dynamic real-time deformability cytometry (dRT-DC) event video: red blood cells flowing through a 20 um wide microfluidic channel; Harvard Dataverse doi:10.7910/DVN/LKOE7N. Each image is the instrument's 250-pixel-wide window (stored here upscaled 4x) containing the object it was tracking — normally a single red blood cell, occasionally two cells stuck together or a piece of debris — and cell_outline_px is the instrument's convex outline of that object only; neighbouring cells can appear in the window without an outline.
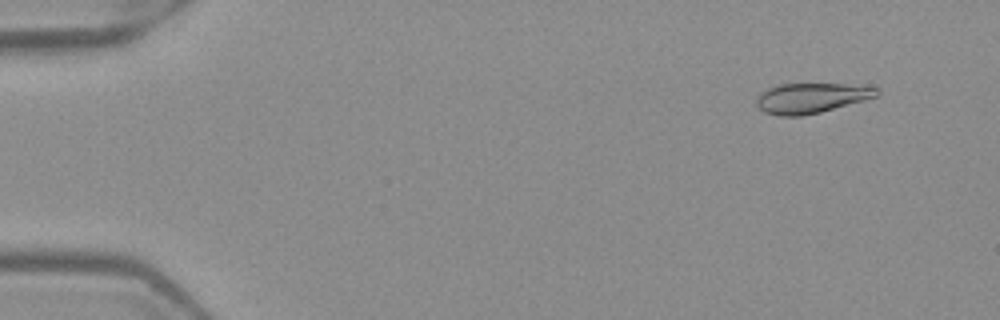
{"species": "Egyptian fruit bat (a non-hibernating species)", "species_latin": "Rousettus aegyptiacus", "temperature_condition": "warm", "stored_images_in_passage": 52, "camera_frame_rate_fps": 3000, "um_per_image_px": 0.085, "frame": {"image": 1, "passage_image": 5, "time_ms": 1.333, "image_size_px": [1000, 320], "cell_outline_px": [[880, 96], [820, 112], [804, 116], [780, 116], [764, 112], [756, 104], [756, 96], [760, 92], [768, 88], [780, 84], [844, 84], [880, 88]], "centroid_in_image_um": [68.95, 8.33], "position_along_channel_um": 16.0, "area_um2": 21.21}}
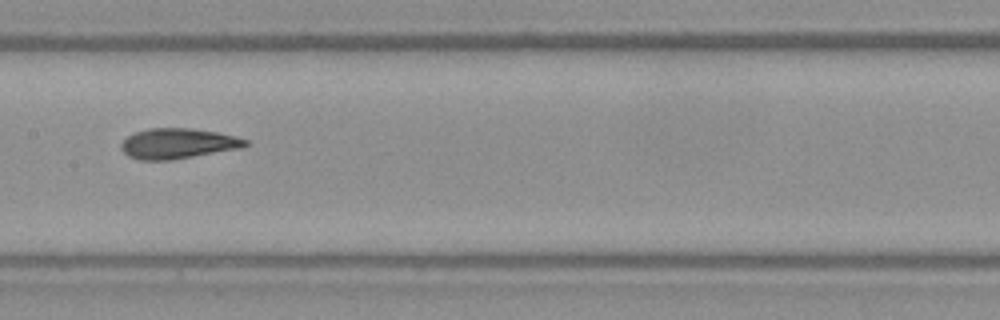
{"frame": {"image": 2, "passage_image": 27, "time_ms": 8.667, "image_size_px": [1000, 320], "cell_outline_px": [[252, 144], [244, 148], [172, 160], [140, 160], [128, 156], [120, 148], [120, 144], [128, 136], [136, 132], [148, 128], [192, 128], [216, 132], [236, 136], [248, 140]], "centroid_in_image_um": [15.18, 12.2], "position_along_channel_um": 192.2, "area_um2": 22.25}}
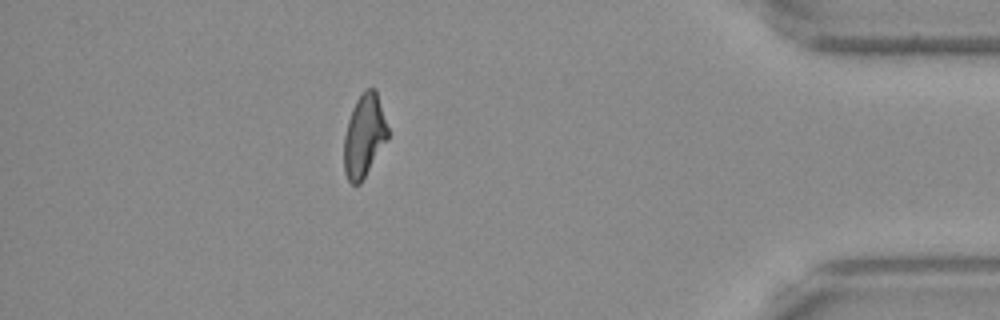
{"frame": {"image": 3, "passage_image": 46, "time_ms": 15.0, "image_size_px": [1000, 320], "cell_outline_px": [[388, 136], [360, 184], [352, 184], [348, 180], [344, 172], [344, 136], [348, 120], [352, 108], [356, 100], [368, 88], [376, 88], [388, 128]], "centroid_in_image_um": [30.93, 11.52], "position_along_channel_um": 404.3, "area_um2": 20.75}, "authors_computed_cell_mechanics": {"area_um2": 21.9929, "velocity_mm_per_s": 3.9971, "shape_relaxation_time_tau1_ms": 6.8236, "shape_relaxation_time_tau2_ms": 2.4281, "deformation_change_tau1": 0.2018, "deformation_change_tau2": 0.0838}}